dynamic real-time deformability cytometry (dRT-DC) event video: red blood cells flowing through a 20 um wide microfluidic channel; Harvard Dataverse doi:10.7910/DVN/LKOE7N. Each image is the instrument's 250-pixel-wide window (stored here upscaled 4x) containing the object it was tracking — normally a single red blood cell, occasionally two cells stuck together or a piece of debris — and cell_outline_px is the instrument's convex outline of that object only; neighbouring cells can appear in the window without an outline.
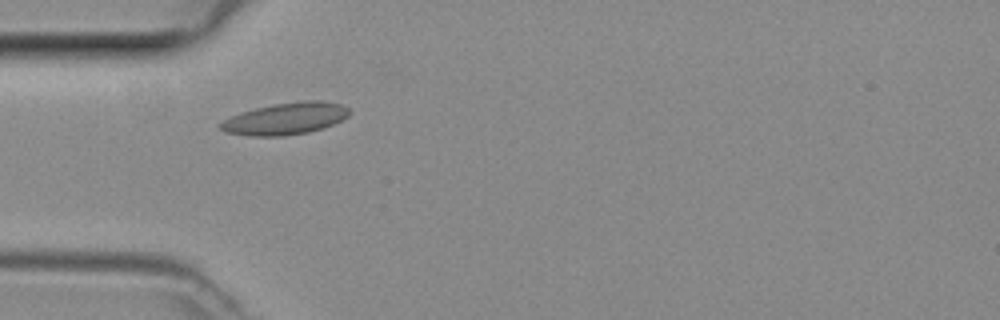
{"species": "common noctule bat (a hibernating species)", "species_latin": "Nyctalus noctula", "temperature_condition": "room temperature", "stored_images_in_passage": 44, "camera_frame_rate_fps": 3000, "um_per_image_px": 0.085, "animal": {"sex": "female", "body_mass_g": 29.2, "forearm_length_mm": 56.3}, "frame": {"image": 1, "passage_image": 10, "time_ms": 3.0, "image_size_px": [1000, 320], "cell_outline_px": [[352, 112], [348, 116], [324, 128], [308, 132], [284, 136], [252, 136], [224, 132], [216, 124], [240, 112], [272, 104], [304, 100], [320, 100], [340, 104], [348, 108]], "centroid_in_image_um": [24.25, 10.08], "position_along_channel_um": 60.7, "area_um2": 24.04}}
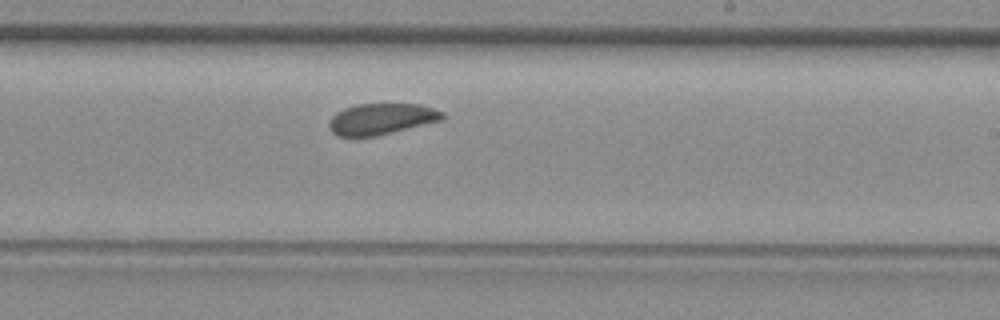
{"frame": {"image": 2, "passage_image": 24, "time_ms": 7.667, "image_size_px": [1000, 320], "cell_outline_px": [[444, 120], [376, 136], [336, 136], [328, 128], [328, 124], [332, 116], [336, 112], [344, 108], [356, 104], [420, 104], [444, 112]], "centroid_in_image_um": [32.41, 10.11], "position_along_channel_um": 256.6, "area_um2": 20.69}}
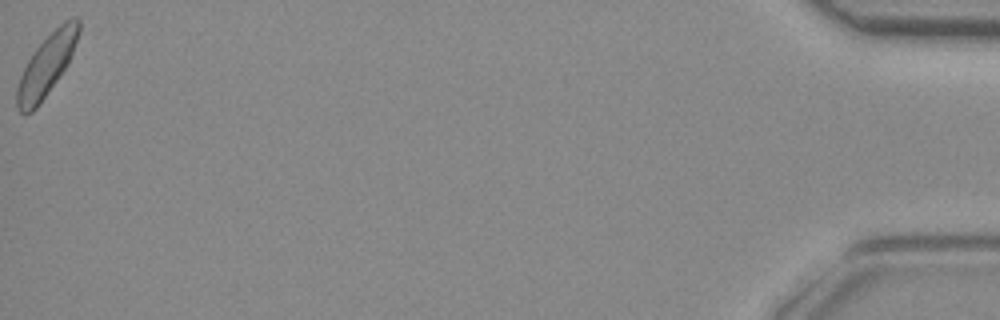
{"frame": {"image": 3, "passage_image": 44, "time_ms": 14.333, "image_size_px": [1000, 320], "cell_outline_px": [[80, 32], [72, 52], [64, 68], [56, 80], [36, 108], [32, 112], [20, 112], [16, 108], [16, 88], [20, 76], [32, 52], [64, 20], [80, 20]], "centroid_in_image_um": [3.92, 5.56], "position_along_channel_um": 431.3, "area_um2": 21.27}}